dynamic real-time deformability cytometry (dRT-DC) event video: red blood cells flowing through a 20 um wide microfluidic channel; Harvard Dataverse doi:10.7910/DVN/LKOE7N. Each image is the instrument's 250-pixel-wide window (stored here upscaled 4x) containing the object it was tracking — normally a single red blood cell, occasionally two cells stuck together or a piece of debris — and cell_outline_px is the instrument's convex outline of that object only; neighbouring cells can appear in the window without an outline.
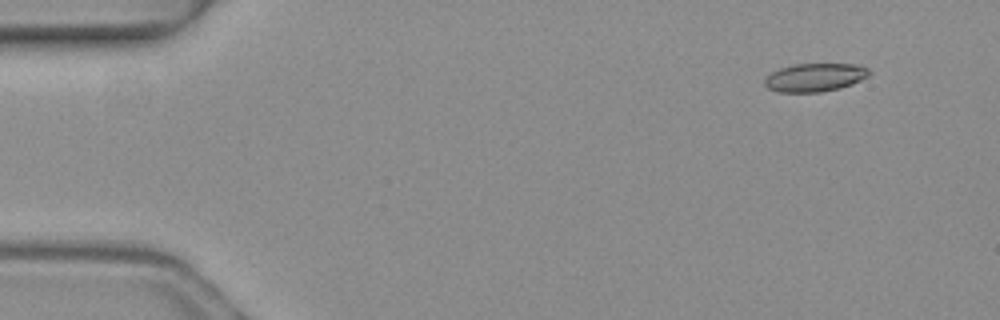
{"species": "common noctule bat (a hibernating species)", "species_latin": "Nyctalus noctula", "temperature_condition": "warm", "stored_images_in_passage": 4, "camera_frame_rate_fps": 3000, "um_per_image_px": 0.085, "animal": {"sex": "female", "body_mass_g": 19.3, "forearm_length_mm": 54.1}, "frame": {"image": 1, "passage_image": 1, "time_ms": 0.0, "image_size_px": [1000, 320], "cell_outline_px": [[872, 72], [868, 76], [852, 84], [840, 88], [820, 92], [780, 92], [768, 88], [764, 84], [764, 80], [772, 72], [780, 68], [792, 64], [860, 64], [868, 68]], "centroid_in_image_um": [69.29, 6.57], "position_along_channel_um": 15.7, "area_um2": 17.28}}
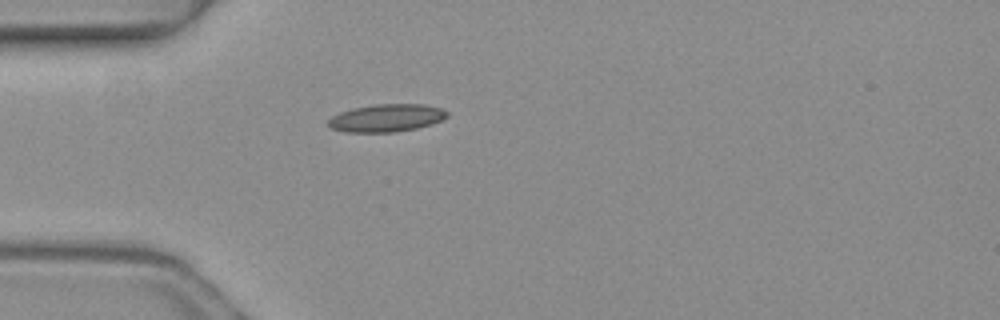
{"frame": {"image": 2, "passage_image": 4, "time_ms": 1.0, "image_size_px": [1000, 320], "cell_outline_px": [[448, 116], [432, 124], [416, 128], [396, 132], [344, 132], [332, 128], [328, 124], [328, 120], [332, 116], [340, 112], [352, 108], [376, 104], [424, 104], [440, 108], [448, 112]], "centroid_in_image_um": [32.84, 10.02], "position_along_channel_um": 52.2, "area_um2": 19.13}}